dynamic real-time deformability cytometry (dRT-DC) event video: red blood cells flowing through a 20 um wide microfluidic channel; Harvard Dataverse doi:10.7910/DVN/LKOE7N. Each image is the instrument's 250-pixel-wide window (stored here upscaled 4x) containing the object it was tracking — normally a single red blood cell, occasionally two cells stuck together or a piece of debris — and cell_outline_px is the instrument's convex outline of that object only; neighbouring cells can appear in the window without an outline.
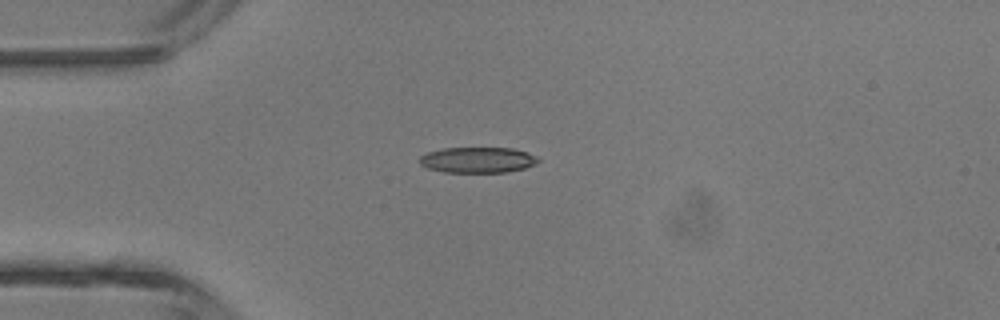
{"species": "common noctule bat (a hibernating species)", "species_latin": "Nyctalus noctula", "temperature_condition": "room temperature", "stored_images_in_passage": 1, "camera_frame_rate_fps": 3000, "um_per_image_px": 0.085, "animal": {"sex": "male", "body_mass_g": 13.3}, "frame": {"image": 1, "passage_image": 1, "time_ms": 0.0, "image_size_px": [1000, 320], "cell_outline_px": [[540, 160], [536, 164], [524, 168], [508, 172], [444, 172], [428, 168], [420, 164], [420, 156], [428, 152], [444, 148], [512, 148], [536, 156]], "centroid_in_image_um": [40.6, 13.6], "position_along_channel_um": 44.4, "area_um2": 17.63}}